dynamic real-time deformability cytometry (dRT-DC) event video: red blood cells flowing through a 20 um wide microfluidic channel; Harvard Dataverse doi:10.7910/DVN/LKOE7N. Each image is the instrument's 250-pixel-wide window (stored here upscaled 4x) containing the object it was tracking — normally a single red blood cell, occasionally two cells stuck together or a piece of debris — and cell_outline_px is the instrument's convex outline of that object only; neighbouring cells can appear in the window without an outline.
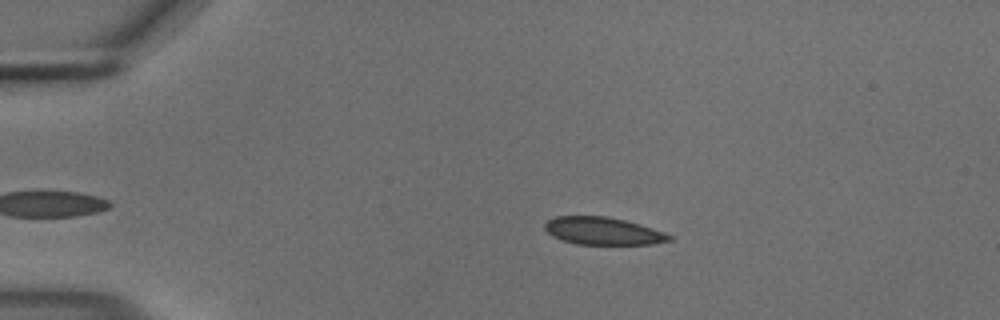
{"species": "common noctule bat (a hibernating species)", "species_latin": "Nyctalus noctula", "temperature_condition": "cold", "stored_images_in_passage": 55, "camera_frame_rate_fps": 3000, "um_per_image_px": 0.085, "animal": {"sex": "male", "body_mass_g": 18.8}, "frame": {"image": 1, "passage_image": 12, "time_ms": 3.667, "image_size_px": [1000, 320], "cell_outline_px": [[672, 240], [652, 244], [576, 244], [552, 236], [544, 228], [544, 224], [548, 220], [556, 216], [608, 216], [640, 224], [664, 232], [672, 236]], "centroid_in_image_um": [51.25, 19.63], "position_along_channel_um": 33.7, "area_um2": 19.88}}
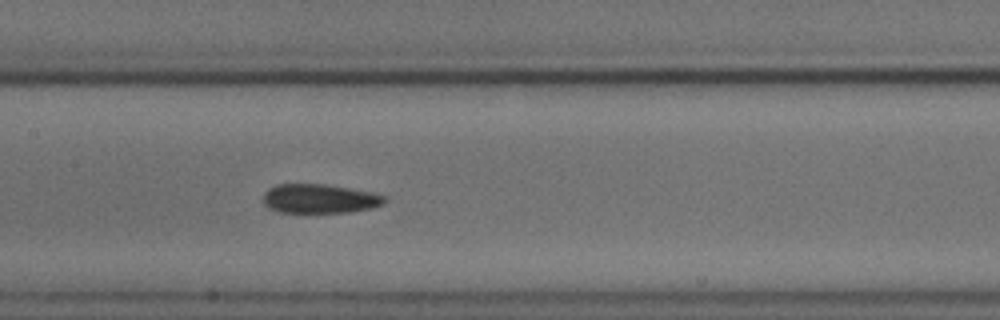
{"frame": {"image": 2, "passage_image": 28, "time_ms": 9.0, "image_size_px": [1000, 320], "cell_outline_px": [[388, 200], [384, 204], [368, 208], [348, 212], [280, 212], [268, 208], [264, 204], [264, 192], [268, 188], [276, 184], [324, 184], [372, 192], [388, 196]], "centroid_in_image_um": [27.17, 16.88], "position_along_channel_um": 180.2, "area_um2": 20.63}}
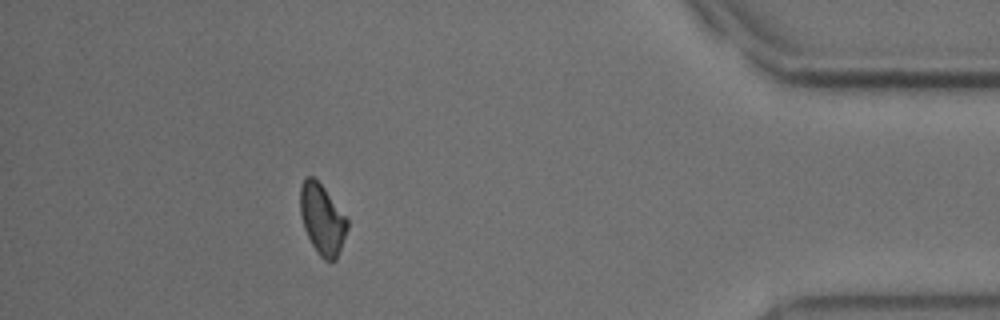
{"frame": {"image": 3, "passage_image": 50, "time_ms": 16.333, "image_size_px": [1000, 320], "cell_outline_px": [[348, 228], [336, 260], [324, 260], [316, 252], [304, 228], [300, 216], [300, 184], [308, 176], [312, 176], [324, 188], [348, 216]], "centroid_in_image_um": [27.4, 18.63], "position_along_channel_um": 407.8, "area_um2": 19.42}, "authors_computed_cell_mechanics": {"area_um2": 20.4612, "velocity_mm_per_s": 3.7012, "shape_relaxation_time_tau1_ms": 9.9039, "shape_relaxation_time_tau2_ms": null, "deformation_change_tau1": 0.1234, "deformation_change_tau2": null}}